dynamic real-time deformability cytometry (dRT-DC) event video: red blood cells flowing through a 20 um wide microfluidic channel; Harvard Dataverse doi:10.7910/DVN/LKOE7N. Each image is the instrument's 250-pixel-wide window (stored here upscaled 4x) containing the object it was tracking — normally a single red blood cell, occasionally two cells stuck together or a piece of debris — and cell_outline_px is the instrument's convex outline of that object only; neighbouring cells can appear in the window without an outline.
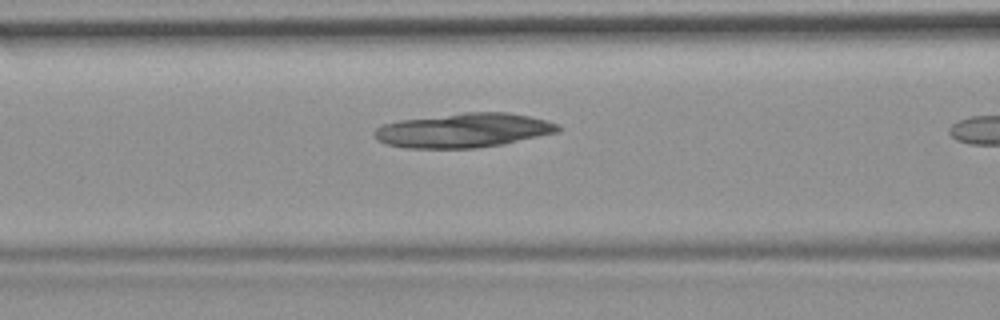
{"species": "common noctule bat (a hibernating species)", "species_latin": "Nyctalus noctula", "temperature_condition": "room temperature", "stored_images_in_passage": 10, "camera_frame_rate_fps": 3000, "um_per_image_px": 0.085, "animal": {"sex": "female", "body_mass_g": 19.9}, "frame": {"image": 1, "passage_image": 9, "time_ms": 2.667, "image_size_px": [1000, 320], "cell_outline_px": [[560, 128], [556, 132], [504, 144], [476, 148], [404, 148], [384, 144], [376, 140], [372, 132], [376, 128], [384, 124], [400, 120], [464, 112], [508, 112], [528, 116], [560, 124]], "centroid_in_image_um": [39.35, 11.08], "position_along_channel_um": 127.3, "area_um2": 36.76}}